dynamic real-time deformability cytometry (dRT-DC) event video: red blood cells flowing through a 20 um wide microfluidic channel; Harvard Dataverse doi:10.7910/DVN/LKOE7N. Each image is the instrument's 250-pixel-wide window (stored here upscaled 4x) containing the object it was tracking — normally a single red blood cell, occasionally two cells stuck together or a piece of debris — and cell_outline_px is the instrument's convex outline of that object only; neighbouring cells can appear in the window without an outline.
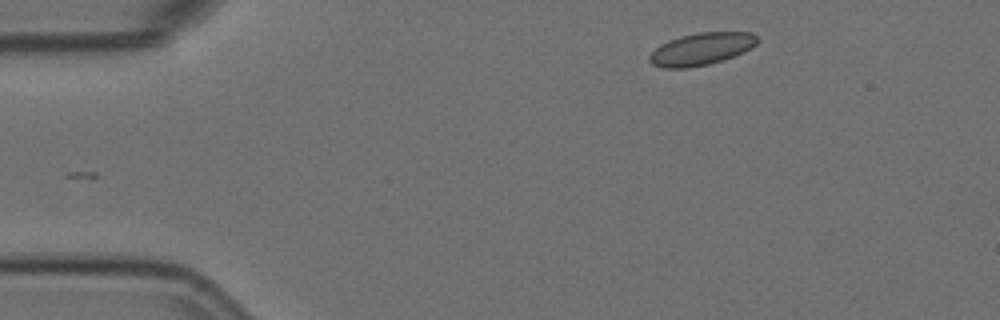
{"species": "Egyptian fruit bat (a non-hibernating species)", "species_latin": "Rousettus aegyptiacus", "temperature_condition": "room temperature", "stored_images_in_passage": 2, "camera_frame_rate_fps": 3000, "um_per_image_px": 0.085, "animal": {"sex": "female"}, "frame": {"image": 1, "passage_image": 2, "time_ms": 0.333, "image_size_px": [1000, 320], "cell_outline_px": [[756, 44], [744, 52], [708, 64], [688, 68], [664, 68], [652, 64], [648, 60], [648, 56], [660, 44], [668, 40], [680, 36], [700, 32], [752, 32], [756, 36]], "centroid_in_image_um": [59.57, 4.16], "position_along_channel_um": 25.4, "area_um2": 20.11}}